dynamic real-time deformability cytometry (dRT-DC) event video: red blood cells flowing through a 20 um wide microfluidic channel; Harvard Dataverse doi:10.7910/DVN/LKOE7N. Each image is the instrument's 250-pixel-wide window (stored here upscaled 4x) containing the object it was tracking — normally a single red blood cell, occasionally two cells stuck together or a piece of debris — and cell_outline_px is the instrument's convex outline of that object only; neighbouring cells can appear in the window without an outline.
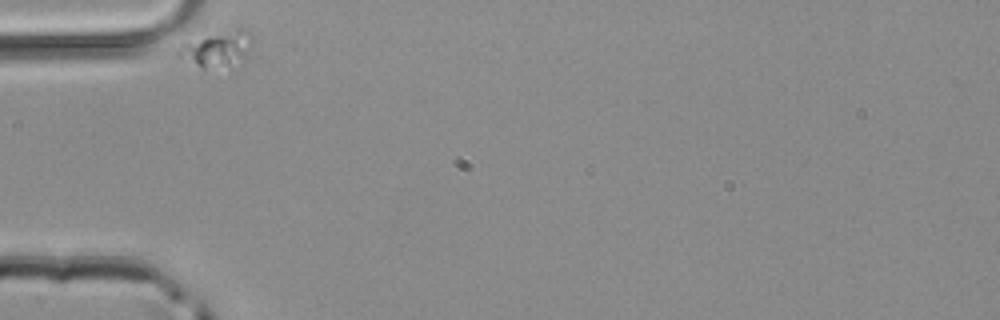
{"species": "common noctule bat (a hibernating species)", "species_latin": "Nyctalus noctula", "temperature_condition": "room temperature", "stored_images_in_passage": 30, "camera_frame_rate_fps": 3000, "um_per_image_px": 0.085, "animal": {"sex": "male", "body_mass_g": 20.4}, "frame": {"image": 1, "passage_image": 1, "time_ms": 0.0, "image_size_px": [1000, 320], "cell_outline_px": [[252, 44], [248, 56], [204, 68], [200, 68], [176, 56], [176, 48], [180, 44], [236, 28], [244, 28], [252, 32]], "centroid_in_image_um": [18.42, 4.1], "position_along_channel_um": 66.6, "area_um2": 14.62}}
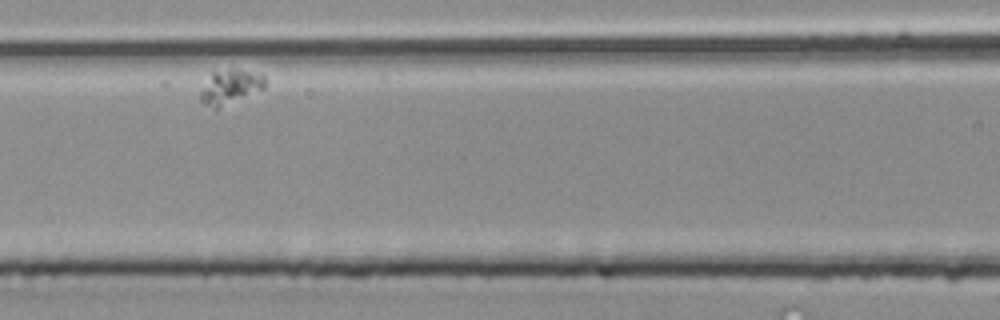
{"frame": {"image": 2, "passage_image": 9, "time_ms": 2.667, "image_size_px": [1000, 320], "cell_outline_px": [[264, 88], [216, 108], [204, 104], [200, 100], [200, 92], [212, 72], [236, 68], [264, 76]], "centroid_in_image_um": [19.53, 7.36], "position_along_channel_um": 147.1, "area_um2": 12.31}}
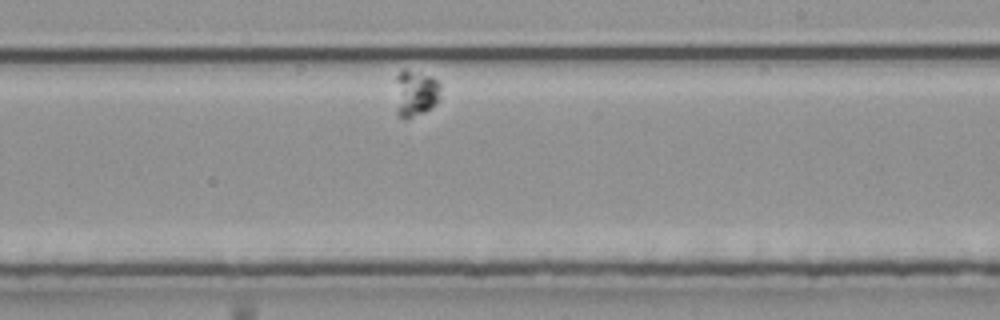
{"frame": {"image": 3, "passage_image": 19, "time_ms": 6.0, "image_size_px": [1000, 320], "cell_outline_px": [[440, 100], [436, 104], [424, 112], [408, 120], [404, 120], [396, 116], [396, 76], [404, 68], [432, 76], [440, 84]], "centroid_in_image_um": [35.3, 7.96], "position_along_channel_um": 253.7, "area_um2": 12.66}}